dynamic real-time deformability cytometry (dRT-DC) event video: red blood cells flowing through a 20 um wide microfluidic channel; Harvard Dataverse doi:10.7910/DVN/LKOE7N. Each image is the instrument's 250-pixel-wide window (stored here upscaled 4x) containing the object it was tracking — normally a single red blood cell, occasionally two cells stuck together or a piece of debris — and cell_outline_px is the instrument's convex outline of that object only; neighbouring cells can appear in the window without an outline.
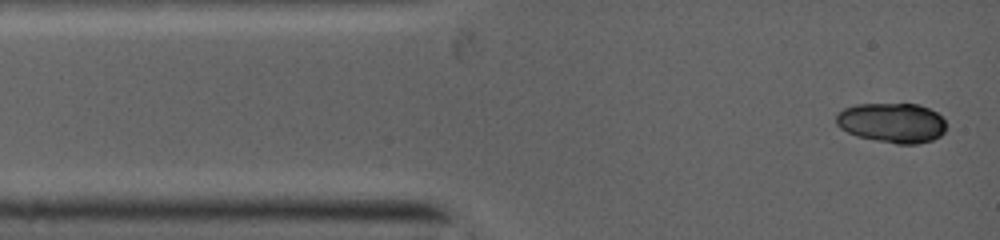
{"species": "common noctule bat (a hibernating species)", "species_latin": "Nyctalus noctula", "temperature_condition": "warm", "stored_images_in_passage": 17, "camera_frame_rate_fps": 5000, "um_per_image_px": 0.085, "animal": {"sex": "female", "body_mass_g": 19.0, "forearm_length_mm": 53.3}, "frame": {"image": 1, "passage_image": 1, "time_ms": 0.0, "image_size_px": [1000, 240], "cell_outline_px": [[944, 132], [940, 136], [932, 140], [916, 144], [900, 144], [860, 136], [848, 132], [840, 128], [836, 124], [836, 116], [844, 108], [856, 104], [920, 104], [936, 112], [944, 120]], "centroid_in_image_um": [75.83, 10.42], "position_along_channel_um": 9.2, "area_um2": 25.2}}
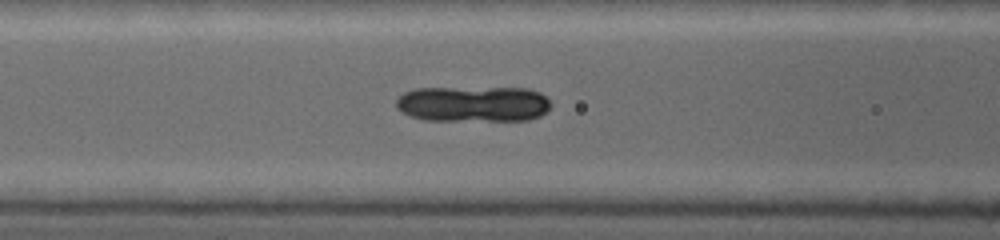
{"frame": {"image": 2, "passage_image": 10, "time_ms": 3.8, "image_size_px": [1000, 240], "cell_outline_px": [[548, 108], [540, 116], [528, 120], [428, 120], [412, 116], [396, 108], [396, 100], [404, 92], [416, 88], [524, 88], [540, 92], [548, 100]], "centroid_in_image_um": [40.2, 8.83], "position_along_channel_um": 126.4, "area_um2": 32.02}}
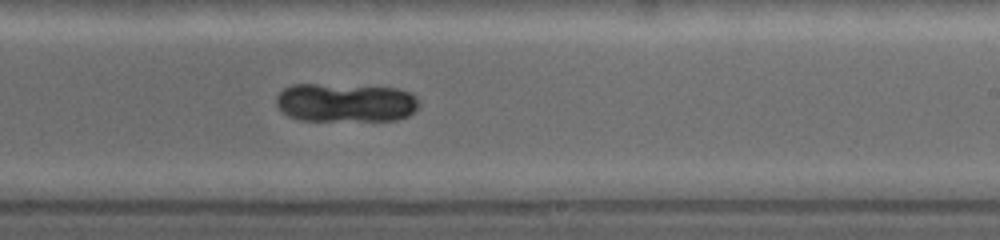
{"frame": {"image": 3, "passage_image": 17, "time_ms": 6.8, "image_size_px": [1000, 240], "cell_outline_px": [[416, 108], [408, 116], [396, 120], [300, 120], [288, 116], [276, 104], [276, 96], [284, 88], [292, 84], [316, 84], [396, 88], [408, 92], [416, 96]], "centroid_in_image_um": [29.32, 8.72], "position_along_channel_um": 259.7, "area_um2": 31.91}}